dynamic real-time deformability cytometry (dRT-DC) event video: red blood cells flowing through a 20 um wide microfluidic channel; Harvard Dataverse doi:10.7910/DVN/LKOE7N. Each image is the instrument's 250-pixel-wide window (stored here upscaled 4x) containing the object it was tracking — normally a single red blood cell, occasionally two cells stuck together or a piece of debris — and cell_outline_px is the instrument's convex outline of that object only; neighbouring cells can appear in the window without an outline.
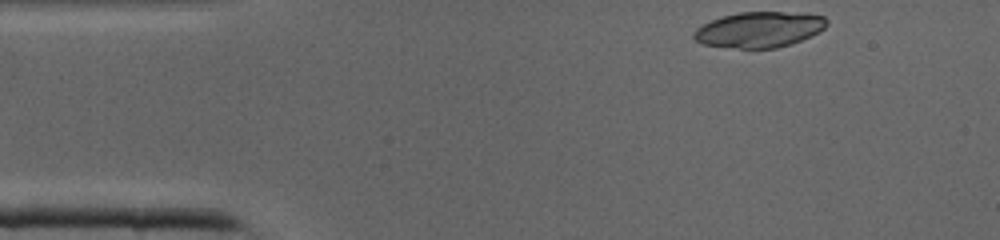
{"species": "common noctule bat (a hibernating species)", "species_latin": "Nyctalus noctula", "temperature_condition": "cold", "stored_images_in_passage": 36, "camera_frame_rate_fps": 3000, "um_per_image_px": 0.085, "animal": {"sex": "male", "body_mass_g": 19.0, "forearm_length_mm": 50.8}, "frame": {"image": 1, "passage_image": 1, "time_ms": 0.0, "image_size_px": [1000, 240], "cell_outline_px": [[828, 24], [820, 32], [792, 44], [776, 48], [740, 48], [704, 44], [696, 40], [692, 36], [696, 28], [712, 20], [724, 16], [740, 12], [808, 12], [824, 16], [828, 20]], "centroid_in_image_um": [64.62, 2.5], "position_along_channel_um": 20.4, "area_um2": 27.69}}